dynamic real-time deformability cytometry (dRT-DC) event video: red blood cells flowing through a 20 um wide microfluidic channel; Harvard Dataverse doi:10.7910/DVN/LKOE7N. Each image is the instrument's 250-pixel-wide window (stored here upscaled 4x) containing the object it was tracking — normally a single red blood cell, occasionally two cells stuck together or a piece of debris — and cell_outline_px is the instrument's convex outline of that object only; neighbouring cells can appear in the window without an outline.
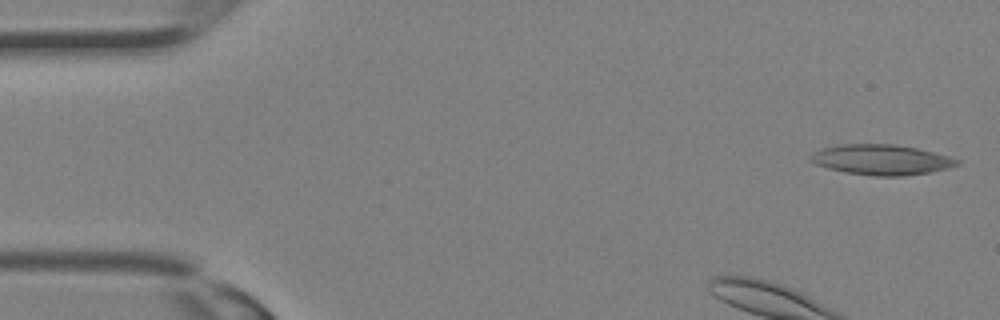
{"species": "Egyptian fruit bat (a non-hibernating species)", "species_latin": "Rousettus aegyptiacus", "temperature_condition": "room temperature", "stored_images_in_passage": 31, "camera_frame_rate_fps": 3000, "um_per_image_px": 0.085, "animal": {"sex": "female"}, "frame": {"image": 1, "passage_image": 1, "time_ms": 0.0, "image_size_px": [1000, 320], "cell_outline_px": [[960, 164], [948, 168], [932, 172], [900, 176], [876, 176], [844, 172], [828, 168], [816, 164], [808, 160], [808, 156], [812, 152], [820, 148], [836, 144], [896, 144], [936, 152], [960, 160]], "centroid_in_image_um": [74.88, 13.56], "position_along_channel_um": 10.1, "area_um2": 26.18}}